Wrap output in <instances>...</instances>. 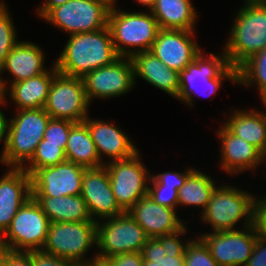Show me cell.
<instances>
[{
    "mask_svg": "<svg viewBox=\"0 0 266 266\" xmlns=\"http://www.w3.org/2000/svg\"><path fill=\"white\" fill-rule=\"evenodd\" d=\"M161 266H184V255H166L161 258Z\"/></svg>",
    "mask_w": 266,
    "mask_h": 266,
    "instance_id": "obj_45",
    "label": "cell"
},
{
    "mask_svg": "<svg viewBox=\"0 0 266 266\" xmlns=\"http://www.w3.org/2000/svg\"><path fill=\"white\" fill-rule=\"evenodd\" d=\"M237 85L255 87L259 99L266 100V47L237 69Z\"/></svg>",
    "mask_w": 266,
    "mask_h": 266,
    "instance_id": "obj_30",
    "label": "cell"
},
{
    "mask_svg": "<svg viewBox=\"0 0 266 266\" xmlns=\"http://www.w3.org/2000/svg\"><path fill=\"white\" fill-rule=\"evenodd\" d=\"M148 196L155 203L176 209L178 207V190L162 185L152 174L148 185Z\"/></svg>",
    "mask_w": 266,
    "mask_h": 266,
    "instance_id": "obj_34",
    "label": "cell"
},
{
    "mask_svg": "<svg viewBox=\"0 0 266 266\" xmlns=\"http://www.w3.org/2000/svg\"><path fill=\"white\" fill-rule=\"evenodd\" d=\"M243 4H266V0H243Z\"/></svg>",
    "mask_w": 266,
    "mask_h": 266,
    "instance_id": "obj_51",
    "label": "cell"
},
{
    "mask_svg": "<svg viewBox=\"0 0 266 266\" xmlns=\"http://www.w3.org/2000/svg\"><path fill=\"white\" fill-rule=\"evenodd\" d=\"M85 169L68 160L37 169L31 175L32 196L64 197L81 194Z\"/></svg>",
    "mask_w": 266,
    "mask_h": 266,
    "instance_id": "obj_15",
    "label": "cell"
},
{
    "mask_svg": "<svg viewBox=\"0 0 266 266\" xmlns=\"http://www.w3.org/2000/svg\"><path fill=\"white\" fill-rule=\"evenodd\" d=\"M1 106L3 107L2 96L0 94V142L3 143L0 157L2 156L3 151H4V136H5V112L2 111Z\"/></svg>",
    "mask_w": 266,
    "mask_h": 266,
    "instance_id": "obj_46",
    "label": "cell"
},
{
    "mask_svg": "<svg viewBox=\"0 0 266 266\" xmlns=\"http://www.w3.org/2000/svg\"><path fill=\"white\" fill-rule=\"evenodd\" d=\"M148 239L128 211L100 220L96 223L97 258L105 260L118 254L141 252Z\"/></svg>",
    "mask_w": 266,
    "mask_h": 266,
    "instance_id": "obj_9",
    "label": "cell"
},
{
    "mask_svg": "<svg viewBox=\"0 0 266 266\" xmlns=\"http://www.w3.org/2000/svg\"><path fill=\"white\" fill-rule=\"evenodd\" d=\"M194 237L186 245L184 252V266H219L211 256L206 244L198 237Z\"/></svg>",
    "mask_w": 266,
    "mask_h": 266,
    "instance_id": "obj_33",
    "label": "cell"
},
{
    "mask_svg": "<svg viewBox=\"0 0 266 266\" xmlns=\"http://www.w3.org/2000/svg\"><path fill=\"white\" fill-rule=\"evenodd\" d=\"M135 2H138L137 4L142 5L143 8L146 7V10L148 11L155 5L156 0H135Z\"/></svg>",
    "mask_w": 266,
    "mask_h": 266,
    "instance_id": "obj_49",
    "label": "cell"
},
{
    "mask_svg": "<svg viewBox=\"0 0 266 266\" xmlns=\"http://www.w3.org/2000/svg\"><path fill=\"white\" fill-rule=\"evenodd\" d=\"M150 12L160 29L196 31L199 13L191 0H156Z\"/></svg>",
    "mask_w": 266,
    "mask_h": 266,
    "instance_id": "obj_26",
    "label": "cell"
},
{
    "mask_svg": "<svg viewBox=\"0 0 266 266\" xmlns=\"http://www.w3.org/2000/svg\"><path fill=\"white\" fill-rule=\"evenodd\" d=\"M134 67L135 85L137 78L177 99L180 93V73L170 69L151 52H138L131 57Z\"/></svg>",
    "mask_w": 266,
    "mask_h": 266,
    "instance_id": "obj_24",
    "label": "cell"
},
{
    "mask_svg": "<svg viewBox=\"0 0 266 266\" xmlns=\"http://www.w3.org/2000/svg\"><path fill=\"white\" fill-rule=\"evenodd\" d=\"M6 118L4 151L0 163L6 168H23L32 158L43 139L51 116L44 108L15 110Z\"/></svg>",
    "mask_w": 266,
    "mask_h": 266,
    "instance_id": "obj_3",
    "label": "cell"
},
{
    "mask_svg": "<svg viewBox=\"0 0 266 266\" xmlns=\"http://www.w3.org/2000/svg\"><path fill=\"white\" fill-rule=\"evenodd\" d=\"M75 124L70 120L50 118L43 139L46 143L63 144L65 151L71 127Z\"/></svg>",
    "mask_w": 266,
    "mask_h": 266,
    "instance_id": "obj_35",
    "label": "cell"
},
{
    "mask_svg": "<svg viewBox=\"0 0 266 266\" xmlns=\"http://www.w3.org/2000/svg\"><path fill=\"white\" fill-rule=\"evenodd\" d=\"M0 177V237L18 210L32 197L31 176L23 168H7Z\"/></svg>",
    "mask_w": 266,
    "mask_h": 266,
    "instance_id": "obj_21",
    "label": "cell"
},
{
    "mask_svg": "<svg viewBox=\"0 0 266 266\" xmlns=\"http://www.w3.org/2000/svg\"><path fill=\"white\" fill-rule=\"evenodd\" d=\"M28 253L33 266H77L69 260L47 254L42 250L28 251Z\"/></svg>",
    "mask_w": 266,
    "mask_h": 266,
    "instance_id": "obj_39",
    "label": "cell"
},
{
    "mask_svg": "<svg viewBox=\"0 0 266 266\" xmlns=\"http://www.w3.org/2000/svg\"><path fill=\"white\" fill-rule=\"evenodd\" d=\"M49 225L47 215L31 197L18 210L10 226L0 237V248L15 252L42 250Z\"/></svg>",
    "mask_w": 266,
    "mask_h": 266,
    "instance_id": "obj_8",
    "label": "cell"
},
{
    "mask_svg": "<svg viewBox=\"0 0 266 266\" xmlns=\"http://www.w3.org/2000/svg\"><path fill=\"white\" fill-rule=\"evenodd\" d=\"M254 196L236 186L218 185L199 217L211 232L239 230L238 223L242 222L240 227L246 228L252 225Z\"/></svg>",
    "mask_w": 266,
    "mask_h": 266,
    "instance_id": "obj_6",
    "label": "cell"
},
{
    "mask_svg": "<svg viewBox=\"0 0 266 266\" xmlns=\"http://www.w3.org/2000/svg\"><path fill=\"white\" fill-rule=\"evenodd\" d=\"M195 32L160 29L149 52L167 67L180 73L203 50L195 39Z\"/></svg>",
    "mask_w": 266,
    "mask_h": 266,
    "instance_id": "obj_16",
    "label": "cell"
},
{
    "mask_svg": "<svg viewBox=\"0 0 266 266\" xmlns=\"http://www.w3.org/2000/svg\"><path fill=\"white\" fill-rule=\"evenodd\" d=\"M108 121L91 118L89 115L84 120L103 164L128 159L140 151L121 128ZM104 157L107 160H103Z\"/></svg>",
    "mask_w": 266,
    "mask_h": 266,
    "instance_id": "obj_19",
    "label": "cell"
},
{
    "mask_svg": "<svg viewBox=\"0 0 266 266\" xmlns=\"http://www.w3.org/2000/svg\"><path fill=\"white\" fill-rule=\"evenodd\" d=\"M187 229L188 226L185 224L180 230L174 233L156 237V239L161 243L165 255H184L186 245L192 239V237L188 239H182V236L184 238V236H186V233H188Z\"/></svg>",
    "mask_w": 266,
    "mask_h": 266,
    "instance_id": "obj_36",
    "label": "cell"
},
{
    "mask_svg": "<svg viewBox=\"0 0 266 266\" xmlns=\"http://www.w3.org/2000/svg\"><path fill=\"white\" fill-rule=\"evenodd\" d=\"M236 13L223 50L237 70L266 47V4H243Z\"/></svg>",
    "mask_w": 266,
    "mask_h": 266,
    "instance_id": "obj_4",
    "label": "cell"
},
{
    "mask_svg": "<svg viewBox=\"0 0 266 266\" xmlns=\"http://www.w3.org/2000/svg\"><path fill=\"white\" fill-rule=\"evenodd\" d=\"M65 156L68 161L85 168H95L104 165L99 159L96 146L84 121L75 123L71 127Z\"/></svg>",
    "mask_w": 266,
    "mask_h": 266,
    "instance_id": "obj_28",
    "label": "cell"
},
{
    "mask_svg": "<svg viewBox=\"0 0 266 266\" xmlns=\"http://www.w3.org/2000/svg\"><path fill=\"white\" fill-rule=\"evenodd\" d=\"M68 0H43L39 5L37 11H35L39 19H42L53 7L62 5L66 3Z\"/></svg>",
    "mask_w": 266,
    "mask_h": 266,
    "instance_id": "obj_44",
    "label": "cell"
},
{
    "mask_svg": "<svg viewBox=\"0 0 266 266\" xmlns=\"http://www.w3.org/2000/svg\"><path fill=\"white\" fill-rule=\"evenodd\" d=\"M252 225L259 237L266 238V195L253 198Z\"/></svg>",
    "mask_w": 266,
    "mask_h": 266,
    "instance_id": "obj_37",
    "label": "cell"
},
{
    "mask_svg": "<svg viewBox=\"0 0 266 266\" xmlns=\"http://www.w3.org/2000/svg\"><path fill=\"white\" fill-rule=\"evenodd\" d=\"M51 222H96L93 221L87 204L79 195L64 197L32 196Z\"/></svg>",
    "mask_w": 266,
    "mask_h": 266,
    "instance_id": "obj_27",
    "label": "cell"
},
{
    "mask_svg": "<svg viewBox=\"0 0 266 266\" xmlns=\"http://www.w3.org/2000/svg\"><path fill=\"white\" fill-rule=\"evenodd\" d=\"M109 11L94 0H68L53 7L41 20L70 36L108 27Z\"/></svg>",
    "mask_w": 266,
    "mask_h": 266,
    "instance_id": "obj_10",
    "label": "cell"
},
{
    "mask_svg": "<svg viewBox=\"0 0 266 266\" xmlns=\"http://www.w3.org/2000/svg\"><path fill=\"white\" fill-rule=\"evenodd\" d=\"M80 266H109V265L107 264L105 260H101L97 258V259L87 262L86 264H82Z\"/></svg>",
    "mask_w": 266,
    "mask_h": 266,
    "instance_id": "obj_48",
    "label": "cell"
},
{
    "mask_svg": "<svg viewBox=\"0 0 266 266\" xmlns=\"http://www.w3.org/2000/svg\"><path fill=\"white\" fill-rule=\"evenodd\" d=\"M141 253L143 260H159L166 256L161 243L156 238H149Z\"/></svg>",
    "mask_w": 266,
    "mask_h": 266,
    "instance_id": "obj_43",
    "label": "cell"
},
{
    "mask_svg": "<svg viewBox=\"0 0 266 266\" xmlns=\"http://www.w3.org/2000/svg\"><path fill=\"white\" fill-rule=\"evenodd\" d=\"M59 56L54 60L58 73L84 77L102 66L112 64L120 56L114 48L109 27L70 35Z\"/></svg>",
    "mask_w": 266,
    "mask_h": 266,
    "instance_id": "obj_1",
    "label": "cell"
},
{
    "mask_svg": "<svg viewBox=\"0 0 266 266\" xmlns=\"http://www.w3.org/2000/svg\"><path fill=\"white\" fill-rule=\"evenodd\" d=\"M194 167H188L184 172L166 171L159 172L158 174H152L162 185L169 188H176L179 190L184 184L188 175L194 170Z\"/></svg>",
    "mask_w": 266,
    "mask_h": 266,
    "instance_id": "obj_38",
    "label": "cell"
},
{
    "mask_svg": "<svg viewBox=\"0 0 266 266\" xmlns=\"http://www.w3.org/2000/svg\"><path fill=\"white\" fill-rule=\"evenodd\" d=\"M209 231L201 232L198 237L206 244L219 266L246 265L257 240L253 225L242 230Z\"/></svg>",
    "mask_w": 266,
    "mask_h": 266,
    "instance_id": "obj_14",
    "label": "cell"
},
{
    "mask_svg": "<svg viewBox=\"0 0 266 266\" xmlns=\"http://www.w3.org/2000/svg\"><path fill=\"white\" fill-rule=\"evenodd\" d=\"M86 96L93 99H110L126 95L136 88L134 67L130 57H119L112 64L102 66L83 77Z\"/></svg>",
    "mask_w": 266,
    "mask_h": 266,
    "instance_id": "obj_13",
    "label": "cell"
},
{
    "mask_svg": "<svg viewBox=\"0 0 266 266\" xmlns=\"http://www.w3.org/2000/svg\"><path fill=\"white\" fill-rule=\"evenodd\" d=\"M108 27L114 48L121 57H131L135 53L149 51L160 30L153 14L116 8L109 11Z\"/></svg>",
    "mask_w": 266,
    "mask_h": 266,
    "instance_id": "obj_5",
    "label": "cell"
},
{
    "mask_svg": "<svg viewBox=\"0 0 266 266\" xmlns=\"http://www.w3.org/2000/svg\"><path fill=\"white\" fill-rule=\"evenodd\" d=\"M142 266H161V258L159 260H144Z\"/></svg>",
    "mask_w": 266,
    "mask_h": 266,
    "instance_id": "obj_50",
    "label": "cell"
},
{
    "mask_svg": "<svg viewBox=\"0 0 266 266\" xmlns=\"http://www.w3.org/2000/svg\"><path fill=\"white\" fill-rule=\"evenodd\" d=\"M96 2L101 3L102 5H104L106 8H108L109 10H114L117 7V0H94Z\"/></svg>",
    "mask_w": 266,
    "mask_h": 266,
    "instance_id": "obj_47",
    "label": "cell"
},
{
    "mask_svg": "<svg viewBox=\"0 0 266 266\" xmlns=\"http://www.w3.org/2000/svg\"><path fill=\"white\" fill-rule=\"evenodd\" d=\"M90 103L82 77L58 73L50 86L45 111L55 119L83 122L89 115Z\"/></svg>",
    "mask_w": 266,
    "mask_h": 266,
    "instance_id": "obj_12",
    "label": "cell"
},
{
    "mask_svg": "<svg viewBox=\"0 0 266 266\" xmlns=\"http://www.w3.org/2000/svg\"><path fill=\"white\" fill-rule=\"evenodd\" d=\"M105 261L109 266H142L144 260L141 252H129L106 258Z\"/></svg>",
    "mask_w": 266,
    "mask_h": 266,
    "instance_id": "obj_41",
    "label": "cell"
},
{
    "mask_svg": "<svg viewBox=\"0 0 266 266\" xmlns=\"http://www.w3.org/2000/svg\"><path fill=\"white\" fill-rule=\"evenodd\" d=\"M216 182L215 178L195 168L178 190V207H198L201 213L219 185Z\"/></svg>",
    "mask_w": 266,
    "mask_h": 266,
    "instance_id": "obj_29",
    "label": "cell"
},
{
    "mask_svg": "<svg viewBox=\"0 0 266 266\" xmlns=\"http://www.w3.org/2000/svg\"><path fill=\"white\" fill-rule=\"evenodd\" d=\"M66 160L63 144L46 143V140L42 139L23 169L31 176L37 169L55 166Z\"/></svg>",
    "mask_w": 266,
    "mask_h": 266,
    "instance_id": "obj_31",
    "label": "cell"
},
{
    "mask_svg": "<svg viewBox=\"0 0 266 266\" xmlns=\"http://www.w3.org/2000/svg\"><path fill=\"white\" fill-rule=\"evenodd\" d=\"M140 153L141 151L128 159L105 164L112 192L117 203L125 212L139 199L148 195L151 171L142 161Z\"/></svg>",
    "mask_w": 266,
    "mask_h": 266,
    "instance_id": "obj_11",
    "label": "cell"
},
{
    "mask_svg": "<svg viewBox=\"0 0 266 266\" xmlns=\"http://www.w3.org/2000/svg\"><path fill=\"white\" fill-rule=\"evenodd\" d=\"M218 52L216 55L202 50L180 72V93L176 100L193 109L194 97L215 96L226 80L237 85V70L229 65L224 50Z\"/></svg>",
    "mask_w": 266,
    "mask_h": 266,
    "instance_id": "obj_2",
    "label": "cell"
},
{
    "mask_svg": "<svg viewBox=\"0 0 266 266\" xmlns=\"http://www.w3.org/2000/svg\"><path fill=\"white\" fill-rule=\"evenodd\" d=\"M262 102V108H264L265 110V114H266V100H263L261 101ZM263 157H264V164L266 165V150H265V153L263 154Z\"/></svg>",
    "mask_w": 266,
    "mask_h": 266,
    "instance_id": "obj_52",
    "label": "cell"
},
{
    "mask_svg": "<svg viewBox=\"0 0 266 266\" xmlns=\"http://www.w3.org/2000/svg\"><path fill=\"white\" fill-rule=\"evenodd\" d=\"M57 74L58 70L53 63L45 73L39 76L11 83L1 93L3 108L9 104V101L15 104L16 110L44 108L51 83Z\"/></svg>",
    "mask_w": 266,
    "mask_h": 266,
    "instance_id": "obj_23",
    "label": "cell"
},
{
    "mask_svg": "<svg viewBox=\"0 0 266 266\" xmlns=\"http://www.w3.org/2000/svg\"><path fill=\"white\" fill-rule=\"evenodd\" d=\"M219 138L220 149V171L229 176L244 174L246 171H256L261 166H265L263 154L253 145L244 139L234 135L223 123L215 131Z\"/></svg>",
    "mask_w": 266,
    "mask_h": 266,
    "instance_id": "obj_18",
    "label": "cell"
},
{
    "mask_svg": "<svg viewBox=\"0 0 266 266\" xmlns=\"http://www.w3.org/2000/svg\"><path fill=\"white\" fill-rule=\"evenodd\" d=\"M245 266H266V238L259 237Z\"/></svg>",
    "mask_w": 266,
    "mask_h": 266,
    "instance_id": "obj_42",
    "label": "cell"
},
{
    "mask_svg": "<svg viewBox=\"0 0 266 266\" xmlns=\"http://www.w3.org/2000/svg\"><path fill=\"white\" fill-rule=\"evenodd\" d=\"M128 212L149 238L174 233L187 224L176 209L155 203L148 195L139 199Z\"/></svg>",
    "mask_w": 266,
    "mask_h": 266,
    "instance_id": "obj_22",
    "label": "cell"
},
{
    "mask_svg": "<svg viewBox=\"0 0 266 266\" xmlns=\"http://www.w3.org/2000/svg\"><path fill=\"white\" fill-rule=\"evenodd\" d=\"M5 0H0V70L12 48L20 41Z\"/></svg>",
    "mask_w": 266,
    "mask_h": 266,
    "instance_id": "obj_32",
    "label": "cell"
},
{
    "mask_svg": "<svg viewBox=\"0 0 266 266\" xmlns=\"http://www.w3.org/2000/svg\"><path fill=\"white\" fill-rule=\"evenodd\" d=\"M37 43L19 41L9 52L5 64L0 70V94L11 84L33 78L45 73L46 54ZM8 73L11 79L3 78L2 74Z\"/></svg>",
    "mask_w": 266,
    "mask_h": 266,
    "instance_id": "obj_20",
    "label": "cell"
},
{
    "mask_svg": "<svg viewBox=\"0 0 266 266\" xmlns=\"http://www.w3.org/2000/svg\"><path fill=\"white\" fill-rule=\"evenodd\" d=\"M0 266H33L28 252H15L0 248Z\"/></svg>",
    "mask_w": 266,
    "mask_h": 266,
    "instance_id": "obj_40",
    "label": "cell"
},
{
    "mask_svg": "<svg viewBox=\"0 0 266 266\" xmlns=\"http://www.w3.org/2000/svg\"><path fill=\"white\" fill-rule=\"evenodd\" d=\"M222 122L234 135L256 147L262 154L266 150V114L256 109H235Z\"/></svg>",
    "mask_w": 266,
    "mask_h": 266,
    "instance_id": "obj_25",
    "label": "cell"
},
{
    "mask_svg": "<svg viewBox=\"0 0 266 266\" xmlns=\"http://www.w3.org/2000/svg\"><path fill=\"white\" fill-rule=\"evenodd\" d=\"M97 222H51L42 251L69 260L80 266L97 259L87 253L97 246ZM88 256V257H87Z\"/></svg>",
    "mask_w": 266,
    "mask_h": 266,
    "instance_id": "obj_7",
    "label": "cell"
},
{
    "mask_svg": "<svg viewBox=\"0 0 266 266\" xmlns=\"http://www.w3.org/2000/svg\"><path fill=\"white\" fill-rule=\"evenodd\" d=\"M81 196L87 204L93 221L98 222L125 212L117 203L112 192L105 164L100 167L85 169Z\"/></svg>",
    "mask_w": 266,
    "mask_h": 266,
    "instance_id": "obj_17",
    "label": "cell"
}]
</instances>
